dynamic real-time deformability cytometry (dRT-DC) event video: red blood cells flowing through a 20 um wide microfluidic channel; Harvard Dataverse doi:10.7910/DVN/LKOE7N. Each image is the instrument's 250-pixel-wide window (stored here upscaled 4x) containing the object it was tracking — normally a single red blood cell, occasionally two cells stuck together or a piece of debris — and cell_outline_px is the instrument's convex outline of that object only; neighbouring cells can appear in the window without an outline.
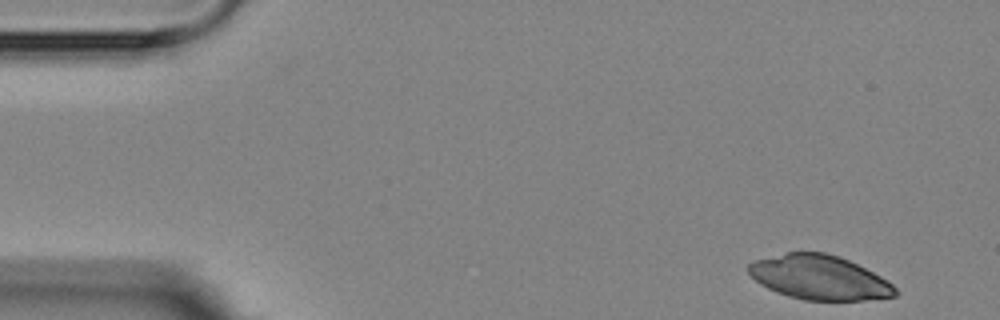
{"species": "Egyptian fruit bat (a non-hibernating species)", "species_latin": "Rousettus aegyptiacus", "temperature_condition": "room temperature", "stored_images_in_passage": 4, "camera_frame_rate_fps": 3000, "um_per_image_px": 0.085, "animal": {"sex": "female"}, "frame": {"image": 1, "passage_image": 1, "time_ms": 0.0, "image_size_px": [1000, 320], "cell_outline_px": [[900, 292], [896, 296], [864, 300], [804, 300], [788, 296], [776, 292], [760, 284], [748, 272], [748, 264], [752, 260], [788, 252], [824, 252], [840, 256], [880, 276], [892, 284]], "centroid_in_image_um": [69.63, 23.58], "position_along_channel_um": 15.4, "area_um2": 37.92}}